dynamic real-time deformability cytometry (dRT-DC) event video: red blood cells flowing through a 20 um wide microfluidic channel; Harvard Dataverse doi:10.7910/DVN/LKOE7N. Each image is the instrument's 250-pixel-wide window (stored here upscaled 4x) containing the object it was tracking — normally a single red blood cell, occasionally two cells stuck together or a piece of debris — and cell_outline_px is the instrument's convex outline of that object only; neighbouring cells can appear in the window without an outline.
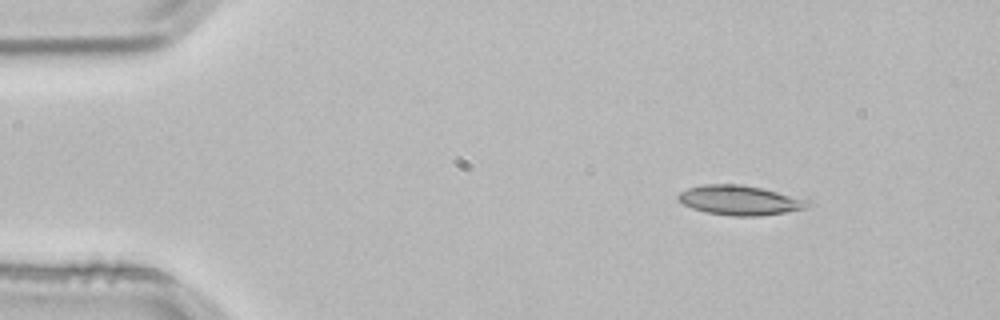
{"species": "common noctule bat (a hibernating species)", "species_latin": "Nyctalus noctula", "temperature_condition": "room temperature", "stored_images_in_passage": 2, "camera_frame_rate_fps": 3000, "um_per_image_px": 0.085, "animal": {"sex": "male", "body_mass_g": 21.5, "forearm_length_mm": 52.0}, "frame": {"image": 1, "passage_image": 1, "time_ms": 0.0, "image_size_px": [1000, 320], "cell_outline_px": [[808, 204], [804, 208], [784, 212], [760, 216], [732, 216], [704, 212], [692, 208], [676, 200], [676, 196], [680, 192], [688, 188], [704, 184], [736, 184], [808, 196]], "centroid_in_image_um": [62.92, 17.01], "position_along_channel_um": 22.1, "area_um2": 22.72}}
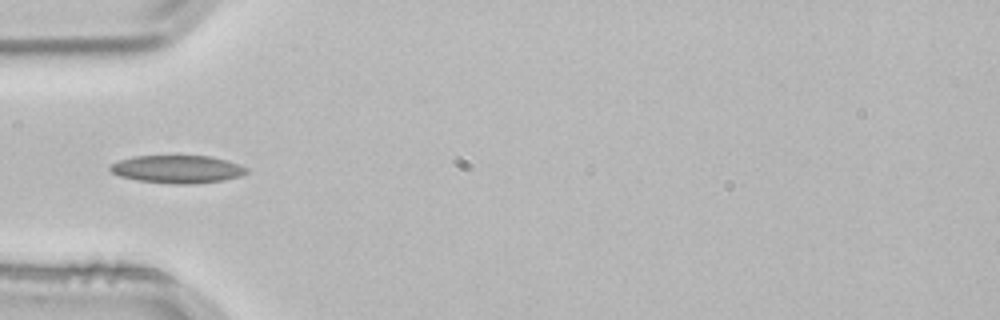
{"frame": {"image": 2, "passage_image": 2, "time_ms": 0.333, "image_size_px": [1000, 320], "cell_outline_px": [[248, 172], [240, 176], [224, 180], [188, 184], [176, 184], [136, 180], [120, 176], [112, 172], [108, 168], [112, 164], [120, 160], [132, 156], [212, 156], [228, 160], [248, 168]], "centroid_in_image_um": [15.09, 14.37], "position_along_channel_um": 69.9, "area_um2": 22.08}}